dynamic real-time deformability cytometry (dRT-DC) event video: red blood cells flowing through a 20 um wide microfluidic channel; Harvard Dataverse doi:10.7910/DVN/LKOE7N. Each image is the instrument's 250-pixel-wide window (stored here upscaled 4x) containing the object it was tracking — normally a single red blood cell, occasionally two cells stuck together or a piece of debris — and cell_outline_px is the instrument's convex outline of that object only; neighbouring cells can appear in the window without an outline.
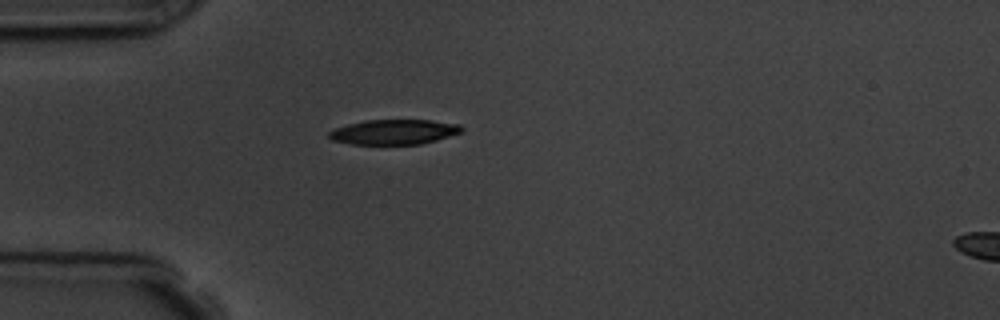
{"species": "common noctule bat (a hibernating species)", "species_latin": "Nyctalus noctula", "temperature_condition": "room temperature", "stored_images_in_passage": 2, "segment_of_instrument_passage": [1, 2], "camera_frame_rate_fps": 3000, "um_per_image_px": 0.085, "animal": {"sex": "male", "body_mass_g": 19.5, "forearm_length_mm": 54.6}, "frame": {"image": 1, "passage_image": 1, "time_ms": 0.0, "image_size_px": [1000, 320], "cell_outline_px": [[464, 128], [460, 132], [436, 140], [420, 144], [352, 144], [332, 140], [328, 136], [328, 132], [336, 128], [348, 124], [364, 120], [432, 120], [460, 124]], "centroid_in_image_um": [33.48, 11.21], "position_along_channel_um": 51.5, "area_um2": 19.19}}